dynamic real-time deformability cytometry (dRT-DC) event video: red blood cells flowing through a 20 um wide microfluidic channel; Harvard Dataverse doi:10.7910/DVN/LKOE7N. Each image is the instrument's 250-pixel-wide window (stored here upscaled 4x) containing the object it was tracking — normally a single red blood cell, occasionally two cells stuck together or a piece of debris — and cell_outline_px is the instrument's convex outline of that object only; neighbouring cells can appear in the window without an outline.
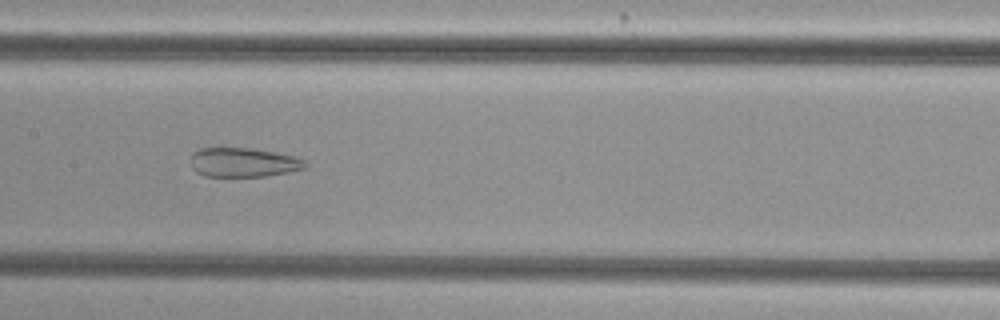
{"species": "common noctule bat (a hibernating species)", "species_latin": "Nyctalus noctula", "temperature_condition": "cold", "stored_images_in_passage": 42, "camera_frame_rate_fps": 3000, "um_per_image_px": 0.085, "animal": {"sex": "female", "body_mass_g": 29.2, "forearm_length_mm": 56.3}, "frame": {"image": 1, "passage_image": 16, "time_ms": 5.0, "image_size_px": [1000, 320], "cell_outline_px": [[308, 168], [268, 176], [204, 176], [196, 172], [192, 168], [192, 152], [200, 148], [252, 148], [276, 152], [296, 156], [304, 160], [308, 164]], "centroid_in_image_um": [20.73, 13.8], "position_along_channel_um": 186.7, "area_um2": 19.71}}
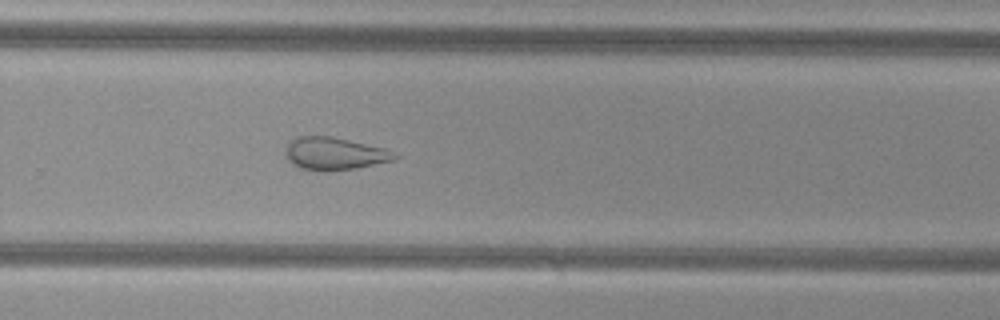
{"frame": {"image": 2, "passage_image": 25, "time_ms": 8.0, "image_size_px": [1000, 320], "cell_outline_px": [[400, 156], [396, 160], [356, 168], [328, 172], [324, 172], [300, 168], [292, 164], [284, 156], [284, 152], [288, 144], [296, 136], [332, 136], [388, 148]], "centroid_in_image_um": [28.46, 13.06], "position_along_channel_um": 301.3, "area_um2": 21.27}}
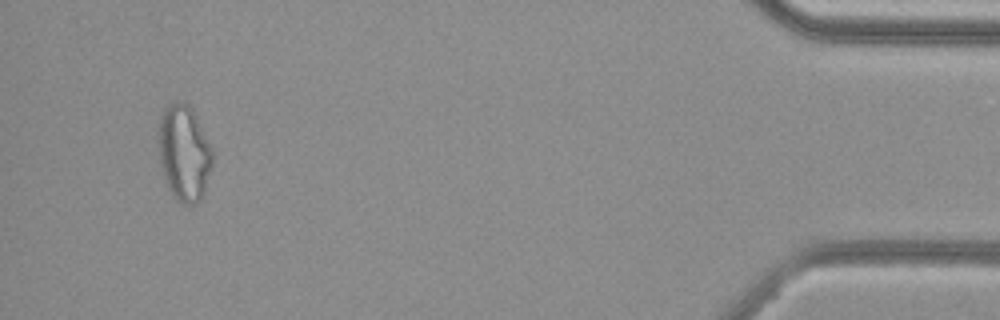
{"frame": {"image": 3, "passage_image": 40, "time_ms": 13.0, "image_size_px": [1000, 320], "cell_outline_px": [[212, 164], [204, 192], [200, 200], [196, 204], [184, 204], [176, 200], [168, 188], [164, 180], [160, 164], [160, 116], [164, 108], [168, 104], [176, 100], [184, 100], [192, 108], [212, 148]], "centroid_in_image_um": [15.65, 12.99], "position_along_channel_um": 419.5, "area_um2": 30.17}, "authors_computed_cell_mechanics": {"area_um2": 25.432, "velocity_mm_per_s": 3.8305, "shape_relaxation_time_tau1_ms": null, "shape_relaxation_time_tau2_ms": 2.1342, "deformation_change_tau1": null, "deformation_change_tau2": 0.1047}}